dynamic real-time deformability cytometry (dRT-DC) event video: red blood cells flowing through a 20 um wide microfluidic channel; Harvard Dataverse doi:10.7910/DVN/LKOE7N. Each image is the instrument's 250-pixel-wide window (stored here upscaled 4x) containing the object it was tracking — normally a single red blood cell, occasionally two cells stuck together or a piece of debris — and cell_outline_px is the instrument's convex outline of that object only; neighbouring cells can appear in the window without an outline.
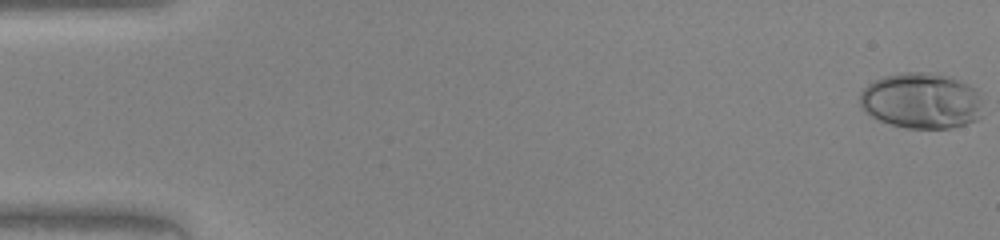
{"species": "human", "species_latin": "Homo sapiens", "temperature_condition": "warm", "stored_images_in_passage": 48, "camera_frame_rate_fps": 3000, "um_per_image_px": 0.085, "donor": {"sex": "female"}, "frame": {"image": 1, "passage_image": 1, "time_ms": 0.0, "image_size_px": [1000, 240], "cell_outline_px": [[984, 116], [976, 120], [964, 124], [948, 128], [904, 128], [880, 120], [864, 112], [860, 104], [860, 92], [872, 80], [884, 76], [900, 72], [928, 72], [952, 76], [976, 88], [980, 100]], "centroid_in_image_um": [78.32, 8.55], "position_along_channel_um": 6.7, "area_um2": 40.46}}
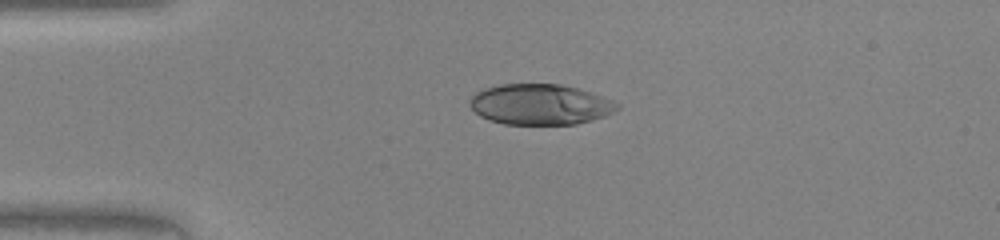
{"frame": {"image": 2, "passage_image": 12, "time_ms": 3.667, "image_size_px": [1000, 240], "cell_outline_px": [[620, 108], [604, 116], [592, 120], [576, 124], [504, 124], [488, 120], [480, 116], [468, 104], [468, 100], [476, 92], [484, 88], [500, 84], [560, 84], [576, 88], [604, 96], [620, 104]], "centroid_in_image_um": [45.9, 8.87], "position_along_channel_um": 39.1, "area_um2": 35.03}}
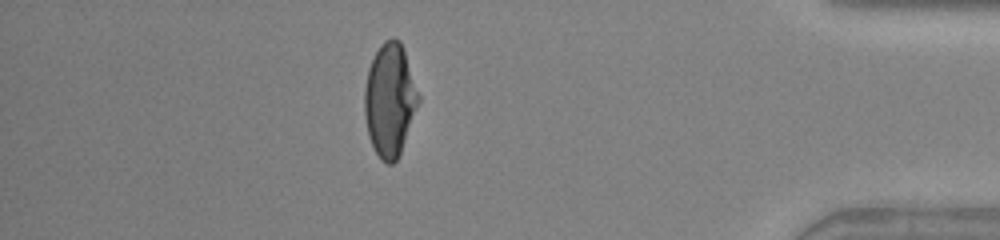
{"frame": {"image": 3, "passage_image": 42, "time_ms": 13.667, "image_size_px": [1000, 240], "cell_outline_px": [[420, 100], [400, 152], [396, 160], [392, 164], [388, 164], [380, 160], [368, 136], [364, 116], [364, 92], [368, 68], [380, 44], [384, 40], [392, 36], [400, 40], [420, 96]], "centroid_in_image_um": [33.12, 8.48], "position_along_channel_um": 402.1, "area_um2": 35.37}}